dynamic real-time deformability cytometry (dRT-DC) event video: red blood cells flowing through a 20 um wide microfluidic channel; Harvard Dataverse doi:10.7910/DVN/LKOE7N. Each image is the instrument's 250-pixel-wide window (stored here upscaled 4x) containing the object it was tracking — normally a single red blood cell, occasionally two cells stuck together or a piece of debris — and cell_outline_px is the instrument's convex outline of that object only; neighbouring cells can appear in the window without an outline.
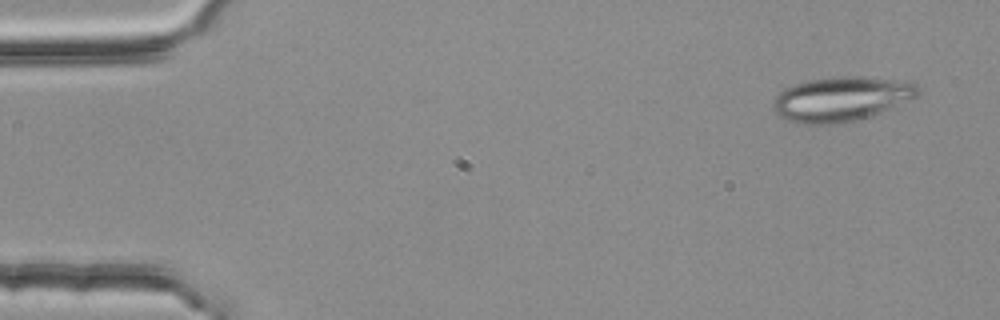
{"species": "common noctule bat (a hibernating species)", "species_latin": "Nyctalus noctula", "temperature_condition": "room temperature", "stored_images_in_passage": 5, "segment_of_instrument_passage": [1, 2], "camera_frame_rate_fps": 3000, "um_per_image_px": 0.085, "animal": {"sex": "female", "body_mass_g": 25.1}, "frame": {"image": 1, "passage_image": 1, "time_ms": 0.0, "image_size_px": [1000, 320], "cell_outline_px": [[920, 92], [912, 100], [880, 112], [856, 120], [832, 124], [800, 124], [788, 120], [780, 116], [772, 108], [772, 104], [776, 96], [784, 88], [792, 84], [804, 80], [832, 76], [860, 76], [892, 80], [916, 84], [920, 88]], "centroid_in_image_um": [71.46, 8.4], "position_along_channel_um": 13.5, "area_um2": 37.69}}